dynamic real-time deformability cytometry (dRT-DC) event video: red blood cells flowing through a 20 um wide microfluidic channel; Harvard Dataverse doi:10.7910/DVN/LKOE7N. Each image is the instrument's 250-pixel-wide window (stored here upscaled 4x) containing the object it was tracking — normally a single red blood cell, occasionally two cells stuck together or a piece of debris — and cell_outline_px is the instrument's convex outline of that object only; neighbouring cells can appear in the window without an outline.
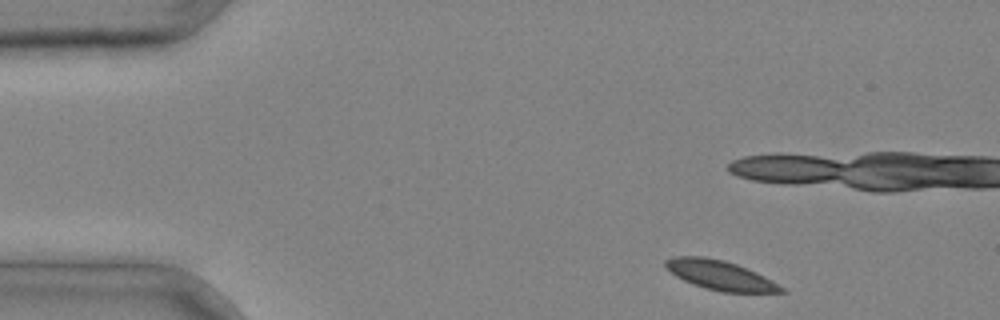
{"species": "common noctule bat (a hibernating species)", "species_latin": "Nyctalus noctula", "temperature_condition": "cold", "stored_images_in_passage": 5, "camera_frame_rate_fps": 3000, "um_per_image_px": 0.085, "animal": {"sex": "male", "body_mass_g": 20.4}, "frame": {"image": 1, "passage_image": 1, "time_ms": 0.0, "image_size_px": [1000, 320], "cell_outline_px": [[788, 292], [720, 292], [704, 288], [692, 284], [676, 276], [664, 268], [664, 260], [672, 256], [704, 256], [724, 260], [736, 264], [756, 272], [772, 280], [784, 288]], "centroid_in_image_um": [61.16, 23.38], "position_along_channel_um": 23.8, "area_um2": 20.0}}